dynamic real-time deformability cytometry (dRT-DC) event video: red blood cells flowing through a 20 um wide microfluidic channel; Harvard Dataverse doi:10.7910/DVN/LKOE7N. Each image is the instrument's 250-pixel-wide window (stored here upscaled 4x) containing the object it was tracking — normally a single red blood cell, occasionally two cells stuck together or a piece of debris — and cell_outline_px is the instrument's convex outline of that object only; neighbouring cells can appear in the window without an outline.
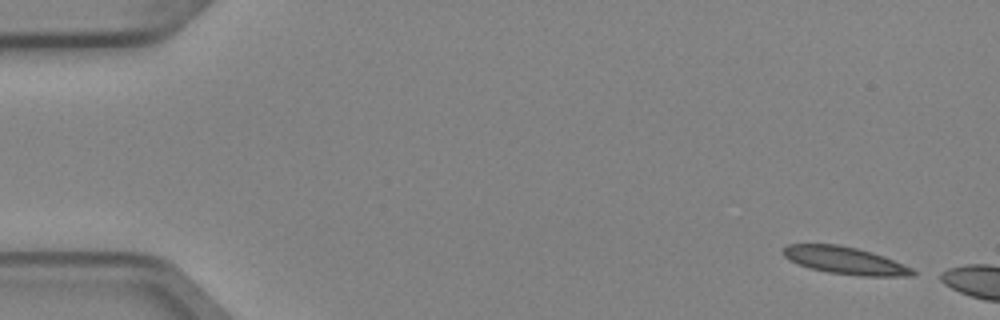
{"species": "Egyptian fruit bat (a non-hibernating species)", "species_latin": "Rousettus aegyptiacus", "temperature_condition": "cold", "stored_images_in_passage": 4, "camera_frame_rate_fps": 3000, "um_per_image_px": 0.085, "animal": {"sex": "female"}, "frame": {"image": 1, "passage_image": 1, "time_ms": 0.0, "image_size_px": [1000, 320], "cell_outline_px": [[916, 276], [860, 276], [828, 272], [812, 268], [788, 260], [784, 256], [784, 248], [788, 244], [840, 244], [872, 252], [884, 256], [912, 268], [916, 272]], "centroid_in_image_um": [71.86, 22.14], "position_along_channel_um": 13.1, "area_um2": 20.52}}